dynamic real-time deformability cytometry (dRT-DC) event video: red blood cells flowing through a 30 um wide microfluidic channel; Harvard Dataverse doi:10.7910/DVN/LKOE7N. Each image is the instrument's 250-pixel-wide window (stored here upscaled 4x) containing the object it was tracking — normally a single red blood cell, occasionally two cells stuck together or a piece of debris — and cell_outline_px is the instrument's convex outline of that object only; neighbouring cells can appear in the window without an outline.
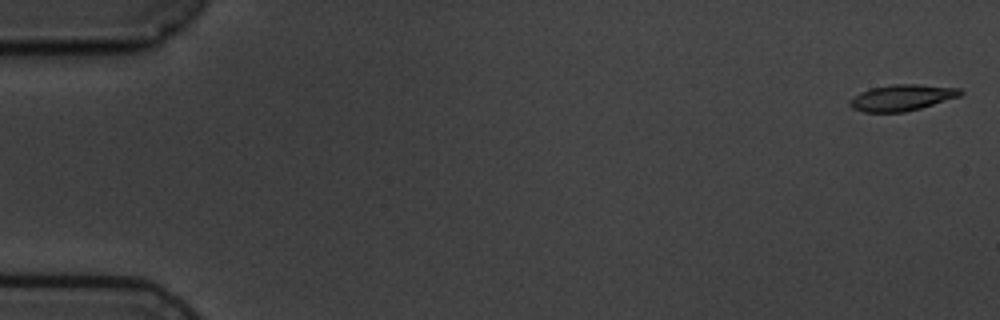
{"species": "common noctule bat (a hibernating species)", "species_latin": "Nyctalus noctula", "temperature_condition": "cold", "stored_images_in_passage": 6, "camera_frame_rate_fps": 3000, "um_per_image_px": 0.085, "animal": {"sex": "male", "body_mass_g": 19.5, "forearm_length_mm": 54.6}, "frame": {"image": 1, "passage_image": 1, "time_ms": 0.0, "image_size_px": [1000, 320], "cell_outline_px": [[964, 92], [960, 96], [920, 108], [904, 112], [864, 112], [852, 108], [848, 104], [848, 100], [860, 92], [872, 88], [892, 84], [916, 84], [960, 88]], "centroid_in_image_um": [76.64, 8.3], "position_along_channel_um": 8.4, "area_um2": 16.82}}
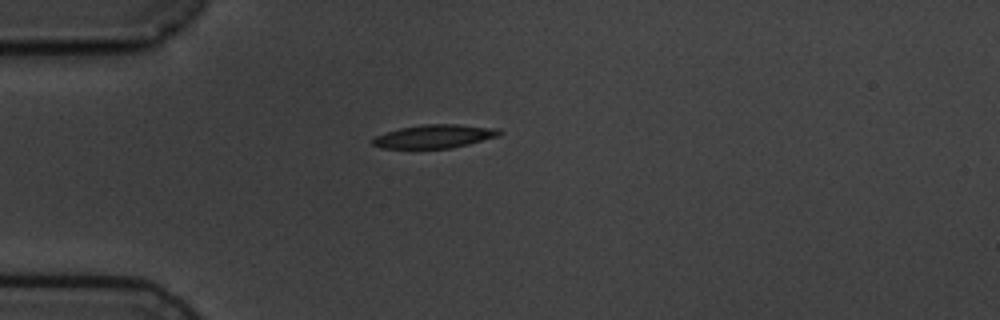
{"frame": {"image": 2, "passage_image": 5, "time_ms": 4.667, "image_size_px": [1000, 320], "cell_outline_px": [[504, 132], [500, 136], [468, 144], [448, 148], [384, 148], [372, 144], [372, 140], [376, 136], [400, 128], [424, 124], [456, 124], [500, 128]], "centroid_in_image_um": [37.01, 11.58], "position_along_channel_um": 48.0, "area_um2": 17.22}}